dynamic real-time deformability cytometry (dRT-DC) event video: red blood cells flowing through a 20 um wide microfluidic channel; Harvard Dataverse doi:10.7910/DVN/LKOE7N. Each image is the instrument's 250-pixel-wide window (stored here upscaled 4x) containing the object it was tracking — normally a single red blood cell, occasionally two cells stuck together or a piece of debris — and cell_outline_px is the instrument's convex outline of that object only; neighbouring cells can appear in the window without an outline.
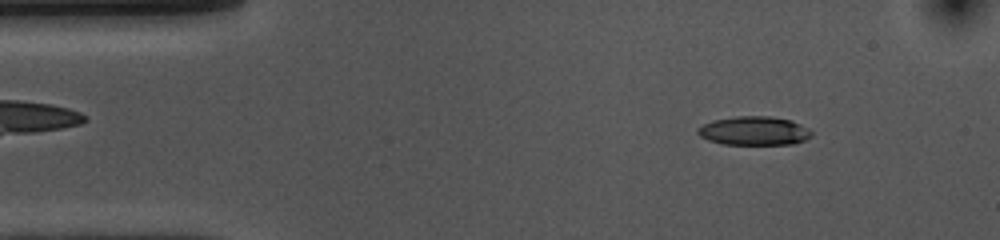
{"species": "common noctule bat (a hibernating species)", "species_latin": "Nyctalus noctula", "temperature_condition": "cold", "stored_images_in_passage": 54, "camera_frame_rate_fps": 3000, "um_per_image_px": 0.085, "animal": {"sex": "female", "body_mass_g": 10.0, "forearm_length_mm": 53.1}, "frame": {"image": 1, "passage_image": 6, "time_ms": 1.667, "image_size_px": [1000, 240], "cell_outline_px": [[812, 136], [804, 140], [792, 144], [724, 144], [708, 140], [700, 136], [696, 132], [696, 128], [712, 120], [736, 116], [772, 116], [792, 120], [808, 128], [812, 132]], "centroid_in_image_um": [64.09, 11.11], "position_along_channel_um": 20.9, "area_um2": 19.19}}
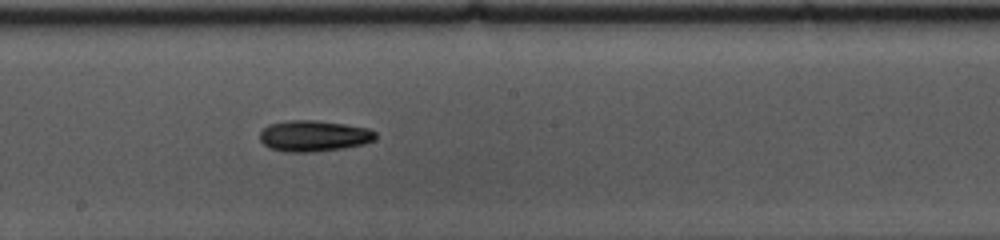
{"frame": {"image": 2, "passage_image": 28, "time_ms": 9.0, "image_size_px": [1000, 240], "cell_outline_px": [[376, 140], [364, 144], [344, 148], [312, 152], [284, 152], [268, 148], [260, 140], [260, 132], [268, 124], [288, 120], [312, 120], [344, 124], [368, 128], [376, 132]], "centroid_in_image_um": [26.66, 11.56], "position_along_channel_um": 221.5, "area_um2": 21.1}}
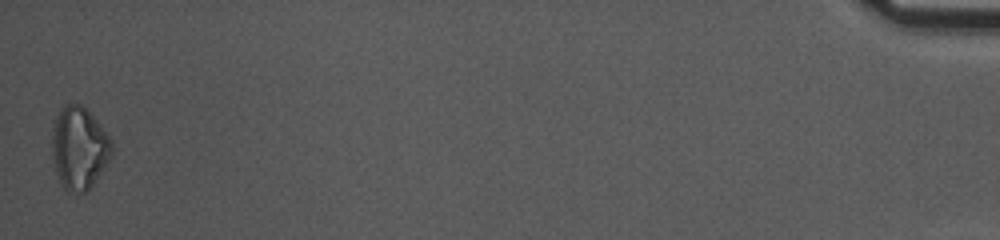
{"frame": {"image": 3, "passage_image": 54, "time_ms": 17.667, "image_size_px": [1000, 240], "cell_outline_px": [[112, 156], [92, 184], [84, 192], [68, 192], [60, 184], [52, 160], [52, 128], [56, 116], [64, 104], [80, 104], [96, 120], [112, 140]], "centroid_in_image_um": [6.7, 12.59], "position_along_channel_um": 428.5, "area_um2": 28.55}, "authors_computed_cell_mechanics": {"area_um2": 19.6231, "velocity_mm_per_s": 3.5521, "shape_relaxation_time_tau1_ms": 5.3312, "shape_relaxation_time_tau2_ms": null, "deformation_change_tau1": 0.1368, "deformation_change_tau2": null}}